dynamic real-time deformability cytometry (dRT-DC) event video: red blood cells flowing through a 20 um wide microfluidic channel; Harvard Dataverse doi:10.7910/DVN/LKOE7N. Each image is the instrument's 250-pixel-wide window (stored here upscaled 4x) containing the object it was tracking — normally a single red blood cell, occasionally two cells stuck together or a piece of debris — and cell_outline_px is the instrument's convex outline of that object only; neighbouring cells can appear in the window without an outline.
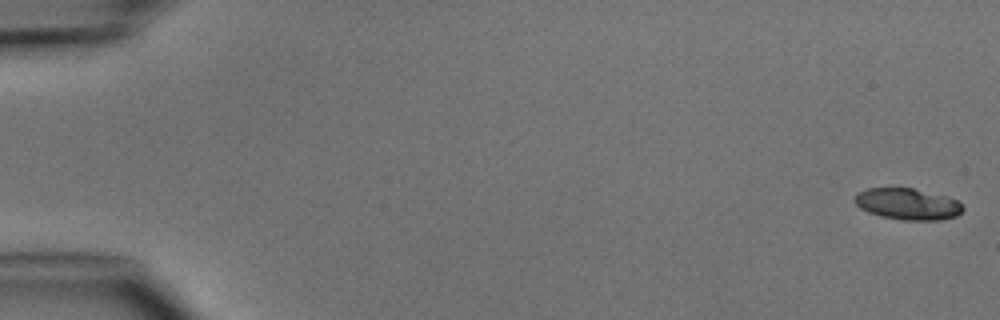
{"species": "common noctule bat (a hibernating species)", "species_latin": "Nyctalus noctula", "temperature_condition": "cold", "stored_images_in_passage": 6, "camera_frame_rate_fps": 3000, "um_per_image_px": 0.085, "animal": {"sex": "male", "body_mass_g": 15.6}, "frame": {"image": 1, "passage_image": 1, "time_ms": 0.0, "image_size_px": [1000, 320], "cell_outline_px": [[964, 208], [956, 216], [940, 220], [904, 220], [880, 216], [868, 212], [860, 208], [856, 204], [856, 192], [868, 188], [912, 188], [944, 196], [956, 200]], "centroid_in_image_um": [77.12, 17.34], "position_along_channel_um": 7.9, "area_um2": 19.54}}